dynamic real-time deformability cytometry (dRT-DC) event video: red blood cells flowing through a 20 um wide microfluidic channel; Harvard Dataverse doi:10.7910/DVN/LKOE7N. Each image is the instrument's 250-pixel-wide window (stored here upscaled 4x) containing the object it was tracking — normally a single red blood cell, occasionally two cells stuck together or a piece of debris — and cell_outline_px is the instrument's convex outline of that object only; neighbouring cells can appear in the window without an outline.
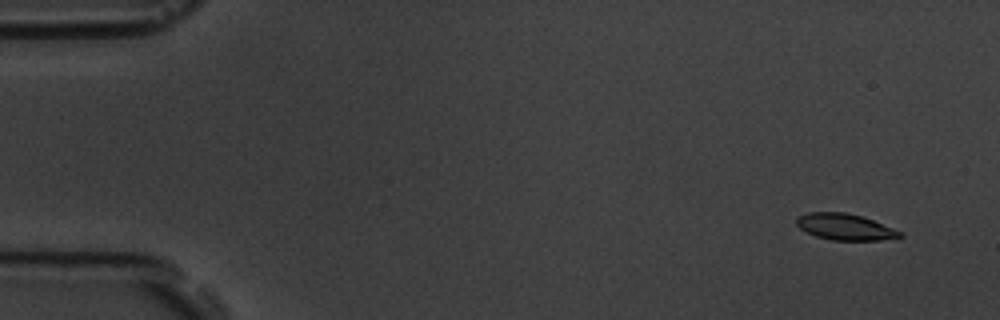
{"species": "common noctule bat (a hibernating species)", "species_latin": "Nyctalus noctula", "temperature_condition": "room temperature", "stored_images_in_passage": 6, "camera_frame_rate_fps": 3000, "um_per_image_px": 0.085, "animal": {"sex": "male", "body_mass_g": 19.5, "forearm_length_mm": 54.6}, "frame": {"image": 1, "passage_image": 1, "time_ms": 0.0, "image_size_px": [1000, 320], "cell_outline_px": [[904, 236], [880, 240], [832, 240], [816, 236], [800, 228], [796, 224], [796, 216], [808, 212], [844, 212], [860, 216], [872, 220], [904, 232]], "centroid_in_image_um": [71.82, 19.28], "position_along_channel_um": 13.2, "area_um2": 15.78}}
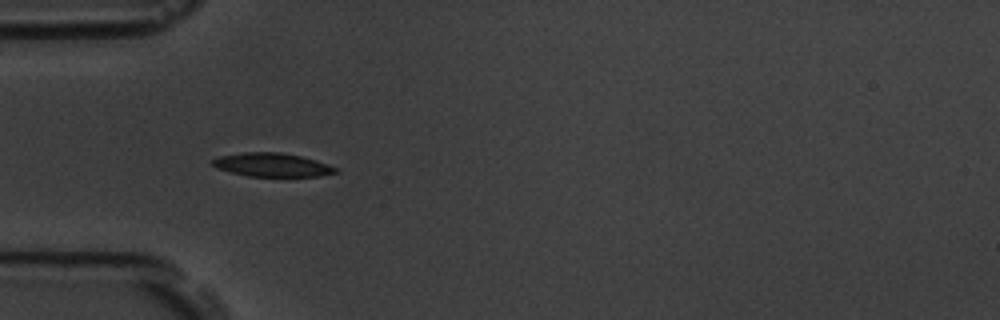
{"frame": {"image": 2, "passage_image": 5, "time_ms": 4.667, "image_size_px": [1000, 320], "cell_outline_px": [[340, 172], [320, 176], [248, 176], [216, 168], [212, 164], [212, 160], [220, 156], [244, 152], [280, 152], [300, 156], [316, 160], [328, 164], [336, 168]], "centroid_in_image_um": [23.15, 14.01], "position_along_channel_um": 61.8, "area_um2": 16.82}}
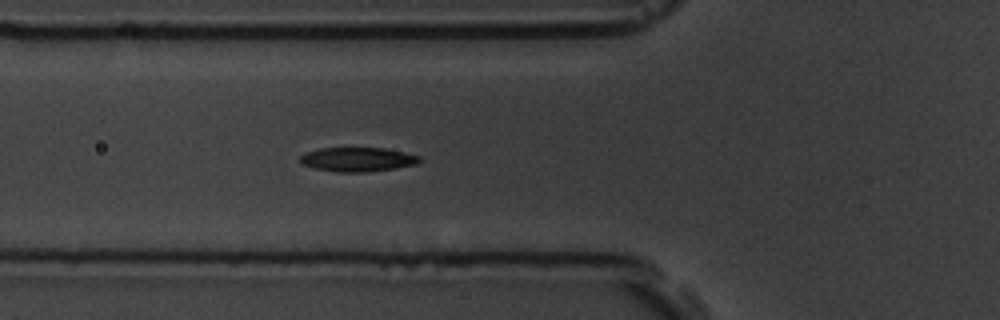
{"frame": {"image": 3, "passage_image": 6, "time_ms": 5.667, "image_size_px": [1000, 320], "cell_outline_px": [[424, 160], [416, 164], [368, 172], [336, 172], [316, 168], [300, 164], [300, 156], [304, 152], [320, 148], [384, 148], [404, 152], [420, 156]], "centroid_in_image_um": [30.38, 13.54], "position_along_channel_um": 95.4, "area_um2": 16.88}}